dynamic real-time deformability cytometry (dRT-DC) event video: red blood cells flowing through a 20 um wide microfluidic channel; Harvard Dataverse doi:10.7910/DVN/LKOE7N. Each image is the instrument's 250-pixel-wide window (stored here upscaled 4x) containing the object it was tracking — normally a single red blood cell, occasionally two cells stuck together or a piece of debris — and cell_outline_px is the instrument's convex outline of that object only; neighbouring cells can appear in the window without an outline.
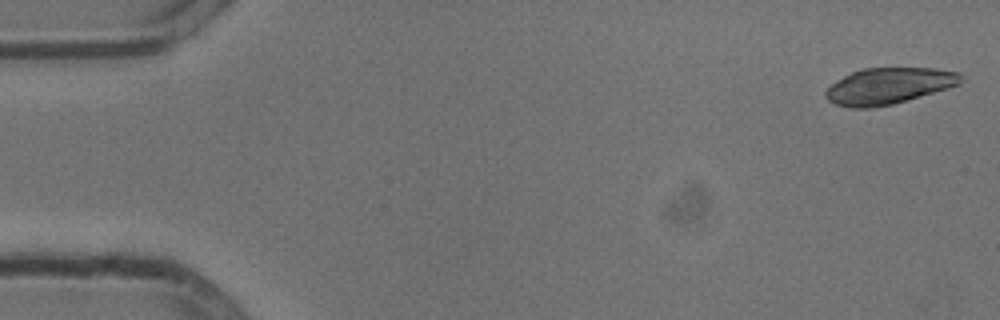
{"species": "common noctule bat (a hibernating species)", "species_latin": "Nyctalus noctula", "temperature_condition": "cold", "stored_images_in_passage": 10, "camera_frame_rate_fps": 3000, "um_per_image_px": 0.085, "animal": {"sex": "male", "body_mass_g": 13.3}, "frame": {"image": 1, "passage_image": 1, "time_ms": 0.0, "image_size_px": [1000, 320], "cell_outline_px": [[960, 84], [948, 88], [892, 104], [872, 108], [852, 108], [836, 104], [828, 100], [824, 96], [824, 92], [836, 80], [852, 72], [864, 68], [936, 68], [960, 72]], "centroid_in_image_um": [75.51, 7.3], "position_along_channel_um": 9.5, "area_um2": 28.38}}